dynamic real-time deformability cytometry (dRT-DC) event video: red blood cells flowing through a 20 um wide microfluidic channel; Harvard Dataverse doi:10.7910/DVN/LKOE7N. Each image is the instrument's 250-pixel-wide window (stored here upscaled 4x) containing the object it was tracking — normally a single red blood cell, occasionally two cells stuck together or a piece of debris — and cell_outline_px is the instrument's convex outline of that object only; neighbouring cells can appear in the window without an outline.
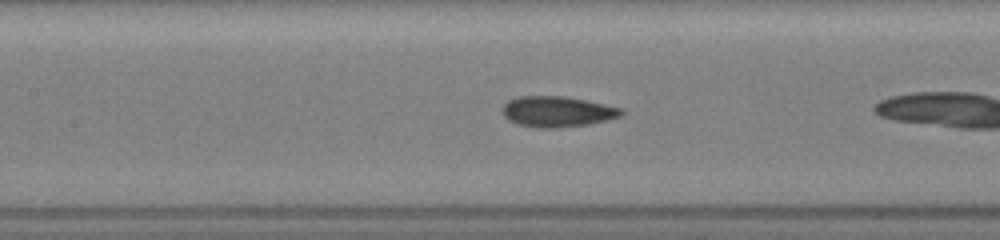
{"species": "common noctule bat (a hibernating species)", "species_latin": "Nyctalus noctula", "temperature_condition": "room temperature", "stored_images_in_passage": 23, "camera_frame_rate_fps": 3000, "um_per_image_px": 0.085, "animal": {"sex": "female", "body_mass_g": 19.5, "forearm_length_mm": 54.1}, "frame": {"image": 1, "passage_image": 17, "time_ms": 7.0, "image_size_px": [1000, 240], "cell_outline_px": [[624, 112], [620, 116], [588, 124], [556, 128], [536, 128], [516, 124], [508, 120], [504, 116], [500, 108], [508, 100], [516, 96], [564, 96], [604, 104], [620, 108]], "centroid_in_image_um": [47.27, 9.49], "position_along_channel_um": 160.1, "area_um2": 21.27}}
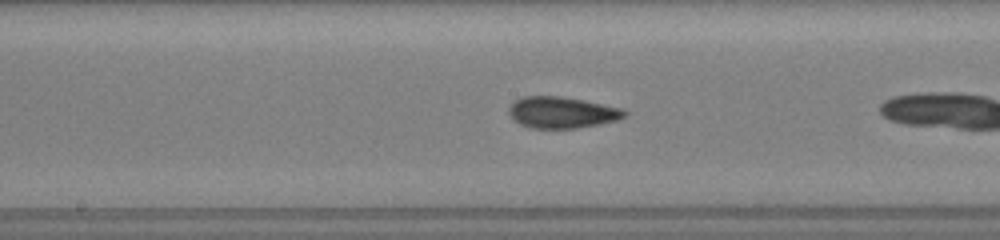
{"frame": {"image": 2, "passage_image": 20, "time_ms": 8.0, "image_size_px": [1000, 240], "cell_outline_px": [[628, 116], [616, 120], [600, 124], [576, 128], [532, 128], [520, 124], [508, 112], [508, 108], [516, 100], [524, 96], [560, 96], [584, 100], [624, 108], [628, 112]], "centroid_in_image_um": [47.82, 9.55], "position_along_channel_um": 200.4, "area_um2": 21.15}}